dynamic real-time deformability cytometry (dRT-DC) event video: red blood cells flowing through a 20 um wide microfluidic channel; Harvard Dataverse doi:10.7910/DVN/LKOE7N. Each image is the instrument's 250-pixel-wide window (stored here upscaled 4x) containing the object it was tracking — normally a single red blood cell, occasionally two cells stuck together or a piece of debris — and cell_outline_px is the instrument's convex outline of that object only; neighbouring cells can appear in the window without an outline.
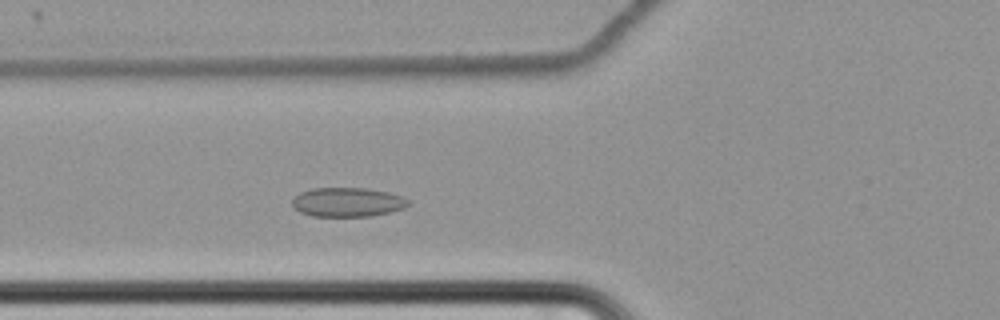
{"species": "common noctule bat (a hibernating species)", "species_latin": "Nyctalus noctula", "temperature_condition": "cold", "stored_images_in_passage": 54, "camera_frame_rate_fps": 3000, "um_per_image_px": 0.085, "animal": {"sex": "female", "body_mass_g": 22.7, "forearm_length_mm": 54.2}, "frame": {"image": 1, "passage_image": 17, "time_ms": 5.333, "image_size_px": [1000, 320], "cell_outline_px": [[408, 204], [404, 208], [372, 216], [312, 216], [300, 212], [292, 208], [292, 200], [300, 192], [312, 188], [368, 188], [388, 192], [404, 196], [408, 200]], "centroid_in_image_um": [29.52, 17.18], "position_along_channel_um": 96.3, "area_um2": 19.83}}
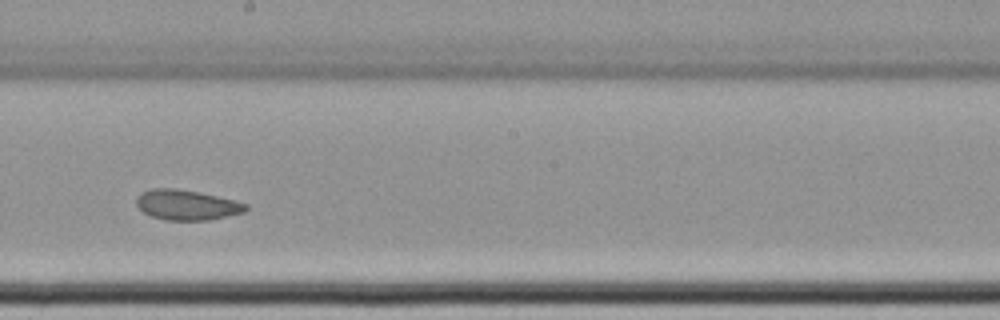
{"frame": {"image": 2, "passage_image": 29, "time_ms": 9.333, "image_size_px": [1000, 320], "cell_outline_px": [[248, 208], [244, 212], [208, 220], [164, 220], [152, 216], [144, 212], [136, 204], [136, 196], [140, 192], [152, 188], [176, 188], [200, 192], [236, 200], [248, 204]], "centroid_in_image_um": [15.87, 17.4], "position_along_channel_um": 232.3, "area_um2": 19.36}}
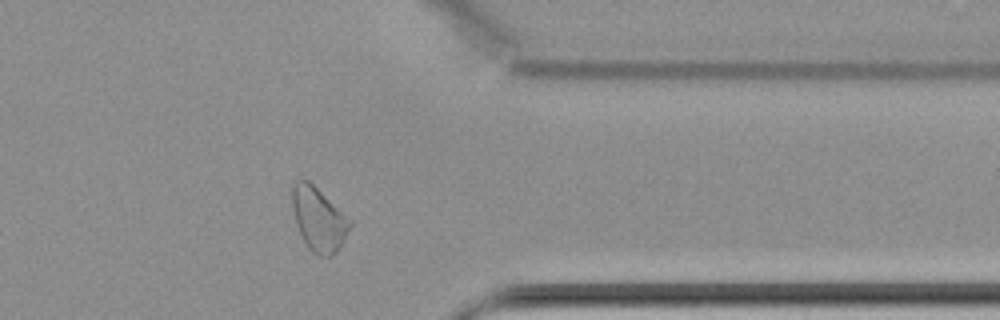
{"frame": {"image": 3, "passage_image": 43, "time_ms": 14.0, "image_size_px": [1000, 320], "cell_outline_px": [[352, 224], [340, 248], [332, 256], [320, 256], [312, 252], [304, 244], [296, 224], [292, 208], [292, 184], [296, 180], [308, 180], [352, 220]], "centroid_in_image_um": [27.08, 18.65], "position_along_channel_um": 384.3, "area_um2": 21.56}, "authors_computed_cell_mechanics": {"area_um2": 20.9525, "velocity_mm_per_s": 3.4067, "shape_relaxation_time_tau1_ms": null, "shape_relaxation_time_tau2_ms": 2.9839, "deformation_change_tau1": null, "deformation_change_tau2": 0.0628}}